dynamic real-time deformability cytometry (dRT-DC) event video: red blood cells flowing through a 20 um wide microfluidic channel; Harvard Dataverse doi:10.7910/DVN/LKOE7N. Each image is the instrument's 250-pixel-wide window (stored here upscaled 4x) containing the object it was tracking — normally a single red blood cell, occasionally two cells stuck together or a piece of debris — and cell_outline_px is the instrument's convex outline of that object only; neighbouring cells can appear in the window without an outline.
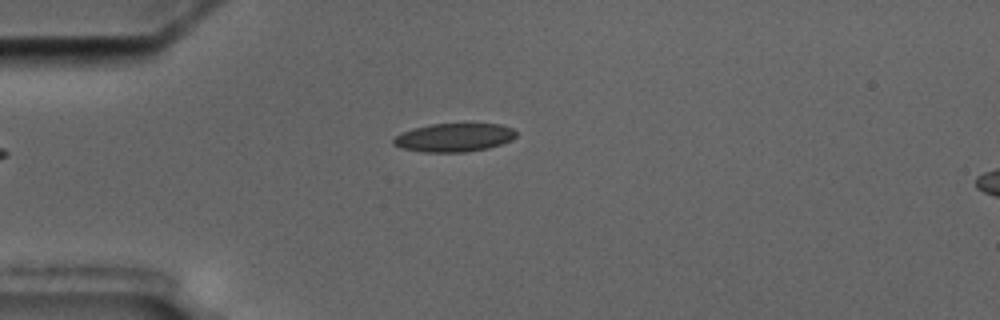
{"species": "common noctule bat (a hibernating species)", "species_latin": "Nyctalus noctula", "temperature_condition": "cold", "stored_images_in_passage": 5, "camera_frame_rate_fps": 3000, "um_per_image_px": 0.085, "animal": {"sex": "male", "body_mass_g": 17.5, "forearm_length_mm": 52.3}, "frame": {"image": 1, "passage_image": 5, "time_ms": 4.333, "image_size_px": [1000, 320], "cell_outline_px": [[516, 136], [512, 140], [488, 148], [464, 152], [424, 152], [400, 148], [392, 144], [392, 140], [400, 132], [432, 124], [468, 120], [500, 124], [512, 128], [516, 132]], "centroid_in_image_um": [38.63, 11.63], "position_along_channel_um": 46.4, "area_um2": 21.27}}